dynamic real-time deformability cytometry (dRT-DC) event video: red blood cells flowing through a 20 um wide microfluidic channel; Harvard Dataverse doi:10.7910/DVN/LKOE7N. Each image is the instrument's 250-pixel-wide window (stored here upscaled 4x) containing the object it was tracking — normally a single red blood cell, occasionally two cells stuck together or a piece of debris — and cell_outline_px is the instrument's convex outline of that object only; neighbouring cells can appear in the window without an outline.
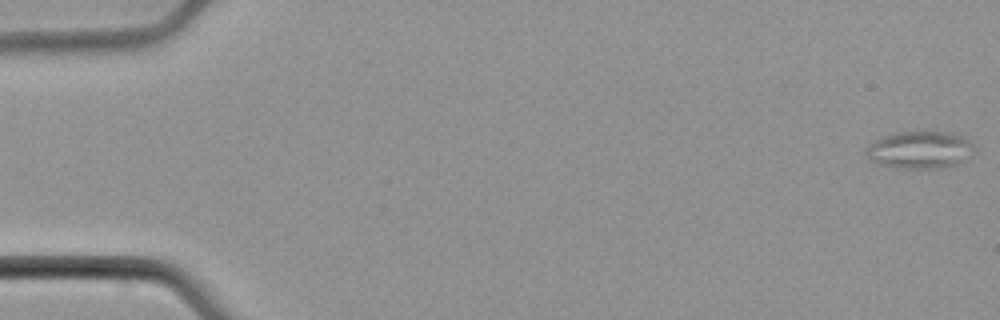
{"species": "common noctule bat (a hibernating species)", "species_latin": "Nyctalus noctula", "temperature_condition": "cold", "stored_images_in_passage": 5, "camera_frame_rate_fps": 3000, "um_per_image_px": 0.085, "animal": {"sex": "male", "body_mass_g": 21.5, "forearm_length_mm": 52.0}, "frame": {"image": 1, "passage_image": 1, "time_ms": 0.0, "image_size_px": [1000, 320], "cell_outline_px": [[976, 152], [960, 164], [940, 168], [896, 168], [880, 164], [872, 160], [864, 152], [868, 144], [880, 136], [896, 132], [920, 128], [924, 128], [948, 132], [964, 136], [976, 148]], "centroid_in_image_um": [78.22, 12.68], "position_along_channel_um": 6.8, "area_um2": 24.74}}